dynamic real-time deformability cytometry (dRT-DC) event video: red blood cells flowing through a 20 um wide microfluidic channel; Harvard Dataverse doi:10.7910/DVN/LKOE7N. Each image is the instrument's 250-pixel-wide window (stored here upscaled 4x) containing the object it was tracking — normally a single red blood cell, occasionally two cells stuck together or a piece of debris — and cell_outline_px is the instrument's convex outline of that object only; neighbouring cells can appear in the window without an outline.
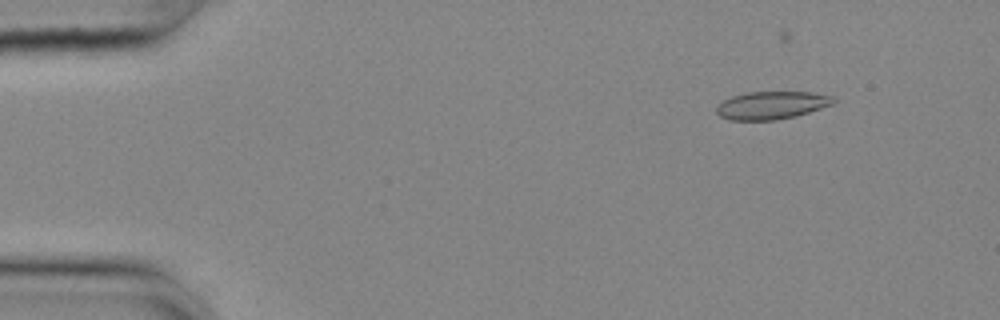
{"species": "common noctule bat (a hibernating species)", "species_latin": "Nyctalus noctula", "temperature_condition": "cold", "stored_images_in_passage": 55, "camera_frame_rate_fps": 3000, "um_per_image_px": 0.085, "animal": {"sex": "female", "body_mass_g": 25.1}, "frame": {"image": 1, "passage_image": 7, "time_ms": 2.0, "image_size_px": [1000, 320], "cell_outline_px": [[836, 100], [832, 104], [796, 116], [776, 120], [728, 120], [720, 116], [716, 112], [716, 108], [724, 100], [732, 96], [748, 92], [812, 92], [832, 96]], "centroid_in_image_um": [65.57, 8.95], "position_along_channel_um": 19.4, "area_um2": 18.84}}
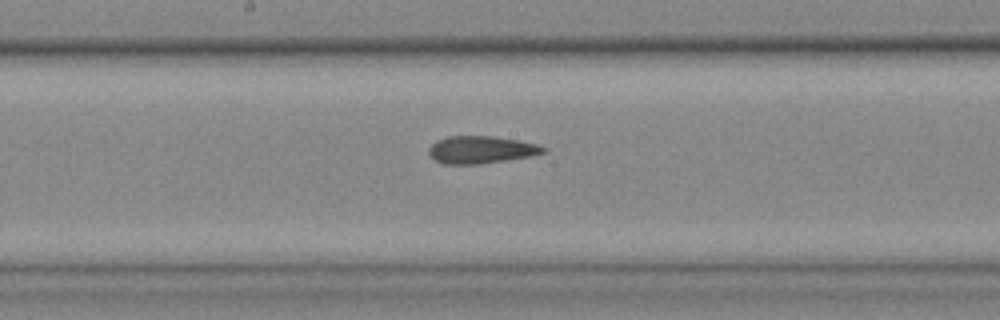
{"frame": {"image": 2, "passage_image": 30, "time_ms": 9.667, "image_size_px": [1000, 320], "cell_outline_px": [[548, 148], [544, 152], [532, 156], [480, 164], [444, 164], [436, 160], [428, 152], [428, 148], [436, 140], [448, 136], [492, 136], [520, 140], [536, 144]], "centroid_in_image_um": [40.9, 12.72], "position_along_channel_um": 207.3, "area_um2": 18.32}}
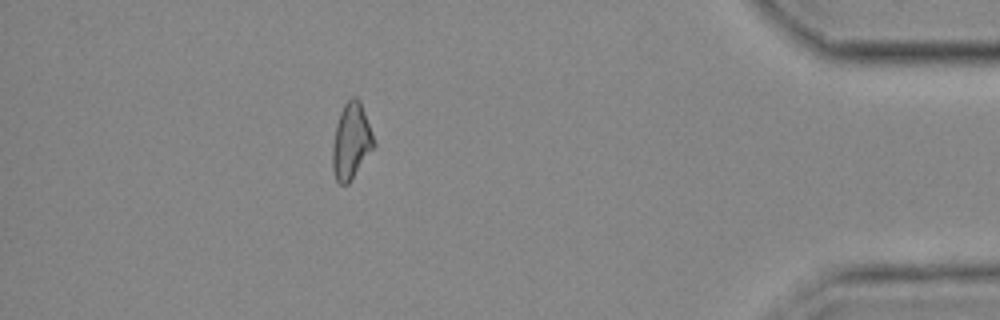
{"frame": {"image": 3, "passage_image": 50, "time_ms": 16.333, "image_size_px": [1000, 320], "cell_outline_px": [[376, 144], [348, 184], [340, 184], [336, 180], [332, 168], [332, 144], [336, 124], [340, 112], [344, 104], [352, 96], [356, 96], [360, 100]], "centroid_in_image_um": [29.83, 11.99], "position_along_channel_um": 405.4, "area_um2": 18.21}, "authors_computed_cell_mechanics": {"area_um2": 18.4382, "velocity_mm_per_s": 3.6466, "shape_relaxation_time_tau1_ms": null, "shape_relaxation_time_tau2_ms": 5.7861, "deformation_change_tau1": null, "deformation_change_tau2": 0.1569}}